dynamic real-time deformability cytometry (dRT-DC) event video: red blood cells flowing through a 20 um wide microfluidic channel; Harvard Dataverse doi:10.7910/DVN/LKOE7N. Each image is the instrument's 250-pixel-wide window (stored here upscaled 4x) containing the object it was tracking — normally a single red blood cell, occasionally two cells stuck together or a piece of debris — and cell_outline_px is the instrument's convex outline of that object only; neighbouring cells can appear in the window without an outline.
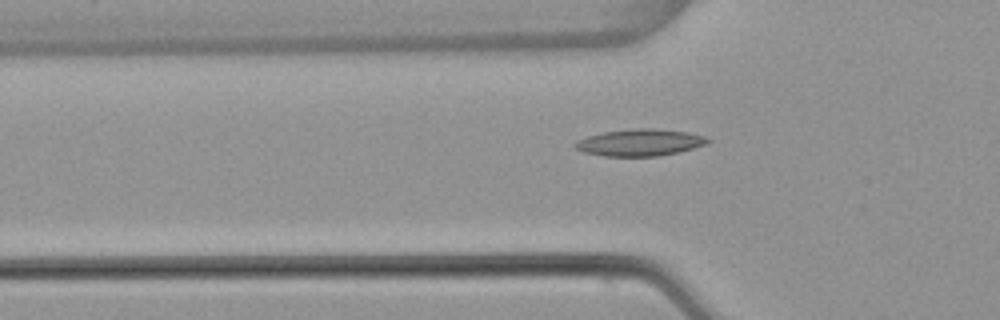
{"species": "common noctule bat (a hibernating species)", "species_latin": "Nyctalus noctula", "temperature_condition": "warm", "stored_images_in_passage": 38, "camera_frame_rate_fps": 3000, "um_per_image_px": 0.085, "animal": {"sex": "female", "body_mass_g": 22.7, "forearm_length_mm": 54.2}, "frame": {"image": 1, "passage_image": 8, "time_ms": 2.333, "image_size_px": [1000, 320], "cell_outline_px": [[712, 140], [704, 144], [692, 148], [676, 152], [656, 156], [604, 156], [584, 152], [576, 148], [572, 144], [576, 140], [588, 136], [604, 132], [640, 128], [652, 128], [688, 132], [704, 136]], "centroid_in_image_um": [54.35, 12.11], "position_along_channel_um": 71.4, "area_um2": 20.46}}
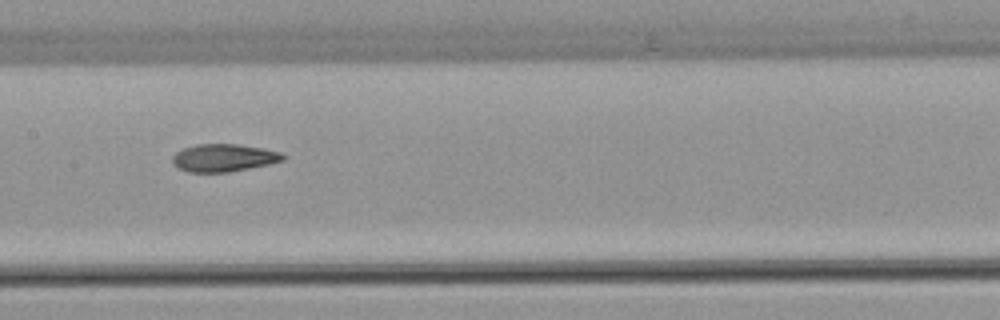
{"frame": {"image": 2, "passage_image": 17, "time_ms": 5.333, "image_size_px": [1000, 320], "cell_outline_px": [[284, 160], [268, 164], [228, 172], [188, 172], [176, 168], [172, 164], [172, 156], [176, 152], [184, 148], [196, 144], [236, 144], [264, 148], [280, 152], [284, 156]], "centroid_in_image_um": [18.96, 13.41], "position_along_channel_um": 188.4, "area_um2": 17.8}}
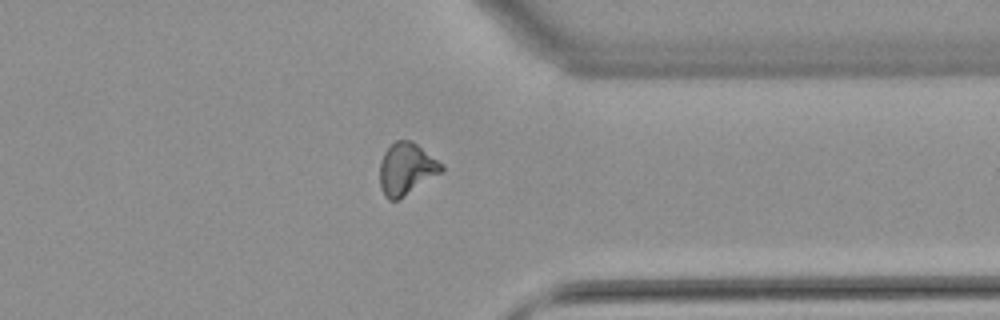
{"frame": {"image": 3, "passage_image": 32, "time_ms": 10.333, "image_size_px": [1000, 320], "cell_outline_px": [[444, 168], [440, 172], [396, 200], [388, 200], [384, 196], [380, 188], [380, 160], [384, 152], [396, 140], [412, 140], [444, 164]], "centroid_in_image_um": [34.51, 14.32], "position_along_channel_um": 376.9, "area_um2": 18.38}}